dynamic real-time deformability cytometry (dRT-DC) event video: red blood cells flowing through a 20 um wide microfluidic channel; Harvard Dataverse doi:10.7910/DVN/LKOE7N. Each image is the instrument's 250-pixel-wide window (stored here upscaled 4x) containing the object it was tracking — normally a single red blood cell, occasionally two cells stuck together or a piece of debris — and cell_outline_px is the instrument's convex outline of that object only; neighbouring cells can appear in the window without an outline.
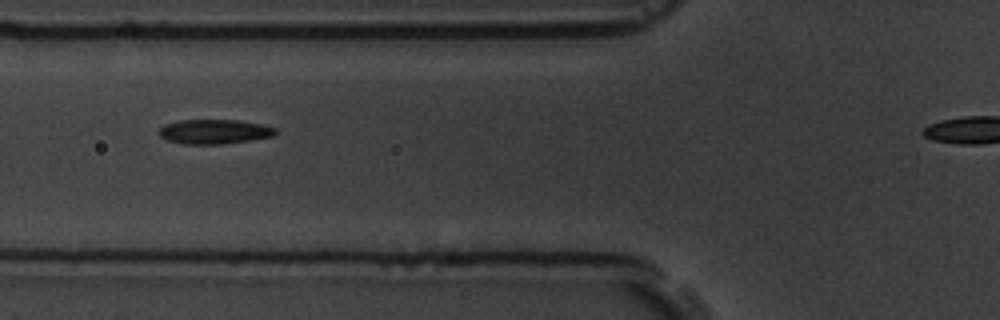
{"species": "common noctule bat (a hibernating species)", "species_latin": "Nyctalus noctula", "temperature_condition": "room temperature", "stored_images_in_passage": 6, "camera_frame_rate_fps": 3000, "um_per_image_px": 0.085, "animal": {"sex": "male", "body_mass_g": 19.5, "forearm_length_mm": 54.6}, "frame": {"image": 1, "passage_image": 3, "time_ms": 2.0, "image_size_px": [1000, 320], "cell_outline_px": [[276, 132], [272, 136], [252, 140], [224, 144], [184, 144], [168, 140], [160, 136], [160, 128], [164, 124], [180, 120], [240, 120], [260, 124], [276, 128]], "centroid_in_image_um": [18.22, 11.19], "position_along_channel_um": 107.6, "area_um2": 16.59}}
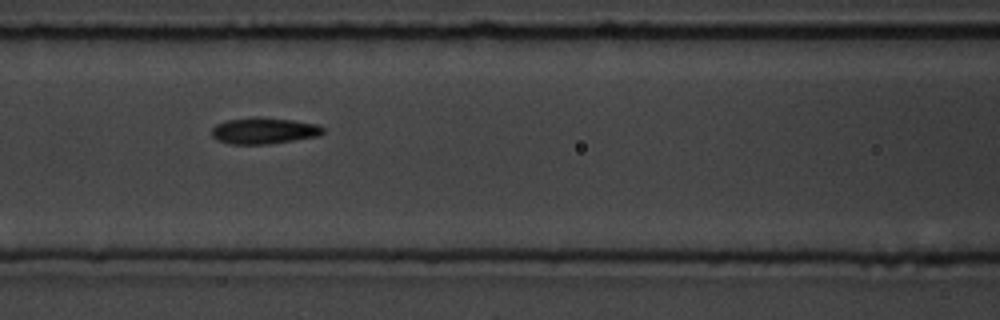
{"frame": {"image": 2, "passage_image": 4, "time_ms": 3.0, "image_size_px": [1000, 320], "cell_outline_px": [[324, 132], [320, 136], [268, 144], [228, 144], [216, 140], [212, 136], [212, 128], [216, 124], [228, 120], [252, 116], [256, 116], [292, 120], [316, 124], [324, 128]], "centroid_in_image_um": [22.41, 11.11], "position_along_channel_um": 144.2, "area_um2": 17.22}}
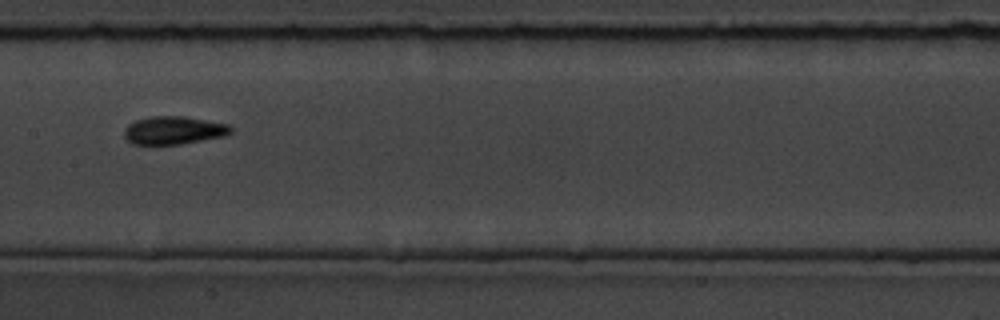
{"frame": {"image": 3, "passage_image": 5, "time_ms": 4.333, "image_size_px": [1000, 320], "cell_outline_px": [[232, 132], [224, 136], [180, 144], [132, 144], [124, 136], [124, 128], [128, 124], [136, 120], [148, 116], [184, 116], [228, 124], [232, 128]], "centroid_in_image_um": [14.74, 11.07], "position_along_channel_um": 192.7, "area_um2": 17.4}}